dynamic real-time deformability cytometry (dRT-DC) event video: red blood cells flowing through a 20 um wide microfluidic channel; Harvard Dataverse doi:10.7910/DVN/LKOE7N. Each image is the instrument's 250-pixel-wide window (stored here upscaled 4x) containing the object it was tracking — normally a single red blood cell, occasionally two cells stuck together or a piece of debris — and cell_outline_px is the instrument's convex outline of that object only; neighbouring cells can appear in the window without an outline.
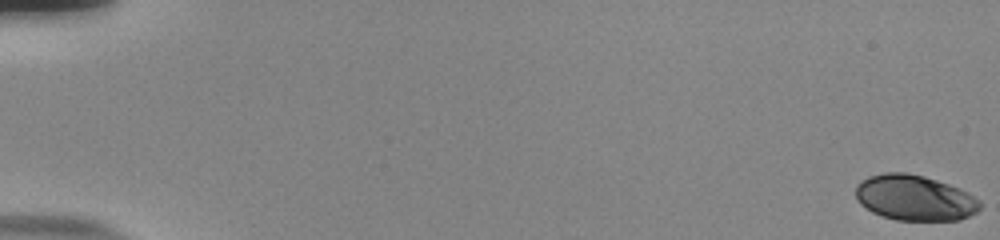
{"species": "human", "species_latin": "Homo sapiens", "temperature_condition": "room temperature", "stored_images_in_passage": 55, "camera_frame_rate_fps": 3000, "um_per_image_px": 0.085, "donor": {"sex": "male"}, "frame": {"image": 1, "passage_image": 1, "time_ms": 0.0, "image_size_px": [1000, 240], "cell_outline_px": [[980, 208], [976, 212], [960, 220], [896, 220], [880, 216], [872, 212], [860, 204], [856, 200], [856, 184], [868, 176], [884, 172], [908, 172], [924, 176], [960, 188], [968, 192], [980, 200]], "centroid_in_image_um": [77.72, 16.81], "position_along_channel_um": 7.3, "area_um2": 33.23}}
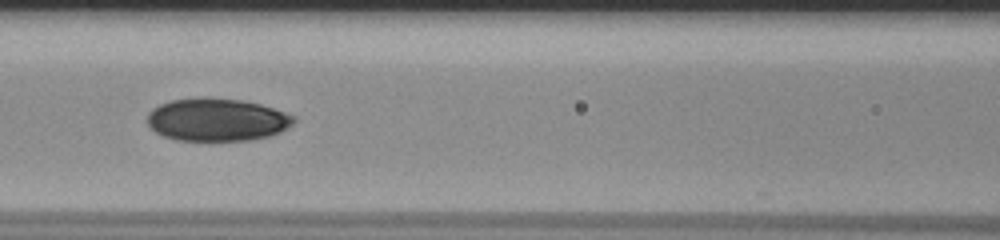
{"frame": {"image": 2, "passage_image": 27, "time_ms": 8.667, "image_size_px": [1000, 240], "cell_outline_px": [[296, 120], [292, 124], [280, 132], [272, 136], [248, 140], [176, 140], [164, 136], [156, 132], [148, 124], [148, 112], [152, 108], [160, 104], [172, 100], [200, 96], [208, 96], [244, 100], [260, 104], [296, 116]], "centroid_in_image_um": [18.44, 10.15], "position_along_channel_um": 148.2, "area_um2": 36.82}}
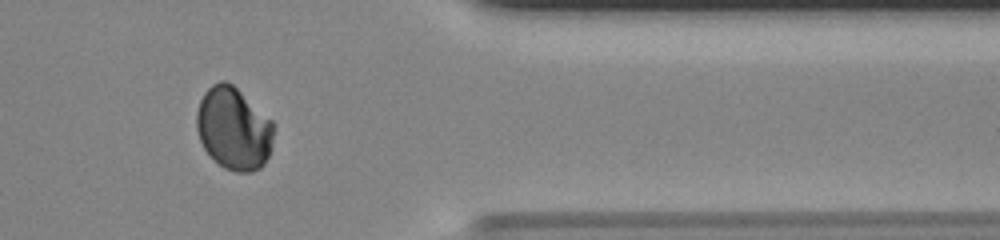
{"frame": {"image": 3, "passage_image": 47, "time_ms": 15.333, "image_size_px": [1000, 240], "cell_outline_px": [[272, 140], [268, 156], [264, 164], [260, 168], [252, 172], [236, 172], [224, 168], [204, 148], [200, 140], [196, 128], [196, 112], [200, 100], [204, 92], [212, 84], [220, 80], [228, 80], [272, 120]], "centroid_in_image_um": [19.84, 10.91], "position_along_channel_um": 391.6, "area_um2": 36.93}, "authors_computed_cell_mechanics": {"area_um2": 36.414, "velocity_mm_per_s": 3.8578, "shape_relaxation_time_tau1_ms": 5.6954, "shape_relaxation_time_tau2_ms": 1.864, "deformation_change_tau1": 0.1482, "deformation_change_tau2": 0.0217}}